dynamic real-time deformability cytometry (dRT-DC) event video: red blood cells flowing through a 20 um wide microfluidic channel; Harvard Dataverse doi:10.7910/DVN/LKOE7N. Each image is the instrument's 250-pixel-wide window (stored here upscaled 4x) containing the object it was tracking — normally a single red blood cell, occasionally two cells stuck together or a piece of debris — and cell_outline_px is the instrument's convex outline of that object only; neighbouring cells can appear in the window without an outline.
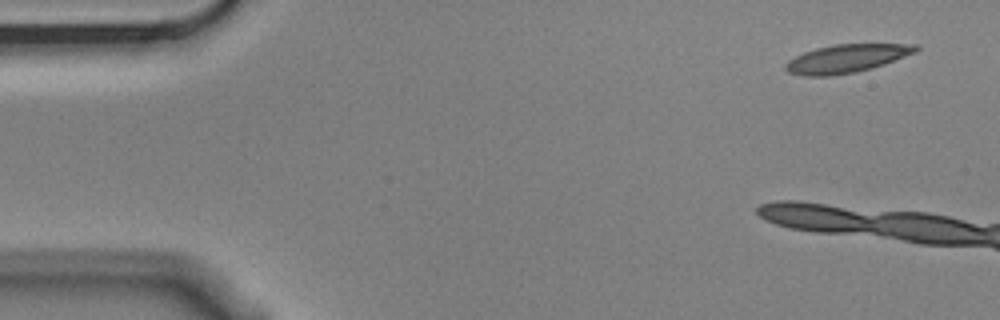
{"species": "Egyptian fruit bat (a non-hibernating species)", "species_latin": "Rousettus aegyptiacus", "temperature_condition": "cold", "stored_images_in_passage": 3, "camera_frame_rate_fps": 3000, "um_per_image_px": 0.085, "animal": {"sex": "male"}, "frame": {"image": 1, "passage_image": 1, "time_ms": 0.0, "image_size_px": [1000, 320], "cell_outline_px": [[920, 48], [916, 52], [884, 64], [872, 68], [852, 72], [828, 76], [804, 76], [788, 72], [784, 68], [784, 64], [788, 60], [804, 52], [816, 48], [836, 44], [916, 44]], "centroid_in_image_um": [71.93, 4.97], "position_along_channel_um": 13.1, "area_um2": 21.27}}